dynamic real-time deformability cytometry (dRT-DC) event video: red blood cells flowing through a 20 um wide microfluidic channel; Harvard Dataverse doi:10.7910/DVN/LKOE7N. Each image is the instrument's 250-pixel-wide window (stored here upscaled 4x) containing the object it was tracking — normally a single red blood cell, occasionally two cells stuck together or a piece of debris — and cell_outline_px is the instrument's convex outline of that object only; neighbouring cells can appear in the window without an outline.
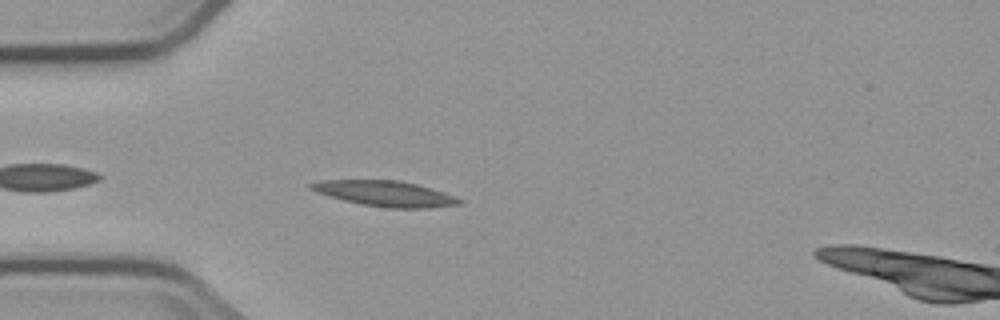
{"species": "common noctule bat (a hibernating species)", "species_latin": "Nyctalus noctula", "temperature_condition": "cold", "stored_images_in_passage": 2, "camera_frame_rate_fps": 3000, "um_per_image_px": 0.085, "animal": {"sex": "male", "body_mass_g": 23.1, "forearm_length_mm": 52.7}, "frame": {"image": 1, "passage_image": 1, "time_ms": 0.0, "image_size_px": [1000, 320], "cell_outline_px": [[460, 204], [428, 208], [388, 208], [360, 204], [344, 200], [316, 192], [308, 188], [308, 184], [320, 180], [396, 180], [416, 184], [444, 192], [460, 200]], "centroid_in_image_um": [32.67, 16.45], "position_along_channel_um": 52.3, "area_um2": 21.79}}